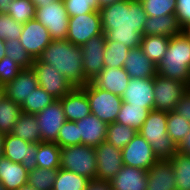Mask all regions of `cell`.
Segmentation results:
<instances>
[{
    "label": "cell",
    "instance_id": "1",
    "mask_svg": "<svg viewBox=\"0 0 190 190\" xmlns=\"http://www.w3.org/2000/svg\"><path fill=\"white\" fill-rule=\"evenodd\" d=\"M105 41H119L128 48H138L143 38L147 15L138 0H120L100 8Z\"/></svg>",
    "mask_w": 190,
    "mask_h": 190
},
{
    "label": "cell",
    "instance_id": "2",
    "mask_svg": "<svg viewBox=\"0 0 190 190\" xmlns=\"http://www.w3.org/2000/svg\"><path fill=\"white\" fill-rule=\"evenodd\" d=\"M81 53V46H75L69 40H52L38 59L53 65L74 87H83L88 81L84 76Z\"/></svg>",
    "mask_w": 190,
    "mask_h": 190
},
{
    "label": "cell",
    "instance_id": "3",
    "mask_svg": "<svg viewBox=\"0 0 190 190\" xmlns=\"http://www.w3.org/2000/svg\"><path fill=\"white\" fill-rule=\"evenodd\" d=\"M157 74L190 88V40L183 33L170 37L166 53L157 65Z\"/></svg>",
    "mask_w": 190,
    "mask_h": 190
},
{
    "label": "cell",
    "instance_id": "4",
    "mask_svg": "<svg viewBox=\"0 0 190 190\" xmlns=\"http://www.w3.org/2000/svg\"><path fill=\"white\" fill-rule=\"evenodd\" d=\"M138 133L151 145L159 160H169L178 151V147L167 134L166 111L151 110Z\"/></svg>",
    "mask_w": 190,
    "mask_h": 190
},
{
    "label": "cell",
    "instance_id": "5",
    "mask_svg": "<svg viewBox=\"0 0 190 190\" xmlns=\"http://www.w3.org/2000/svg\"><path fill=\"white\" fill-rule=\"evenodd\" d=\"M60 168L96 179L97 161L95 148L87 145H71L60 148Z\"/></svg>",
    "mask_w": 190,
    "mask_h": 190
},
{
    "label": "cell",
    "instance_id": "6",
    "mask_svg": "<svg viewBox=\"0 0 190 190\" xmlns=\"http://www.w3.org/2000/svg\"><path fill=\"white\" fill-rule=\"evenodd\" d=\"M81 88L87 94L91 114L107 124L116 122L123 102L121 96L98 88L92 81Z\"/></svg>",
    "mask_w": 190,
    "mask_h": 190
},
{
    "label": "cell",
    "instance_id": "7",
    "mask_svg": "<svg viewBox=\"0 0 190 190\" xmlns=\"http://www.w3.org/2000/svg\"><path fill=\"white\" fill-rule=\"evenodd\" d=\"M35 19L48 29L52 40H66L69 16L63 0L36 7Z\"/></svg>",
    "mask_w": 190,
    "mask_h": 190
},
{
    "label": "cell",
    "instance_id": "8",
    "mask_svg": "<svg viewBox=\"0 0 190 190\" xmlns=\"http://www.w3.org/2000/svg\"><path fill=\"white\" fill-rule=\"evenodd\" d=\"M189 87L174 79H167L158 74L154 77V110L174 111L181 97Z\"/></svg>",
    "mask_w": 190,
    "mask_h": 190
},
{
    "label": "cell",
    "instance_id": "9",
    "mask_svg": "<svg viewBox=\"0 0 190 190\" xmlns=\"http://www.w3.org/2000/svg\"><path fill=\"white\" fill-rule=\"evenodd\" d=\"M102 34L99 11L69 17L66 40H69L73 45L82 46L90 38Z\"/></svg>",
    "mask_w": 190,
    "mask_h": 190
},
{
    "label": "cell",
    "instance_id": "10",
    "mask_svg": "<svg viewBox=\"0 0 190 190\" xmlns=\"http://www.w3.org/2000/svg\"><path fill=\"white\" fill-rule=\"evenodd\" d=\"M32 68L36 74L38 85L56 99H61L74 88L63 74L51 64H46L36 58Z\"/></svg>",
    "mask_w": 190,
    "mask_h": 190
},
{
    "label": "cell",
    "instance_id": "11",
    "mask_svg": "<svg viewBox=\"0 0 190 190\" xmlns=\"http://www.w3.org/2000/svg\"><path fill=\"white\" fill-rule=\"evenodd\" d=\"M105 34L90 38L81 46L85 79L91 82L104 69Z\"/></svg>",
    "mask_w": 190,
    "mask_h": 190
},
{
    "label": "cell",
    "instance_id": "12",
    "mask_svg": "<svg viewBox=\"0 0 190 190\" xmlns=\"http://www.w3.org/2000/svg\"><path fill=\"white\" fill-rule=\"evenodd\" d=\"M3 155L15 163H21L27 171L37 167V144L27 142L11 134L3 135Z\"/></svg>",
    "mask_w": 190,
    "mask_h": 190
},
{
    "label": "cell",
    "instance_id": "13",
    "mask_svg": "<svg viewBox=\"0 0 190 190\" xmlns=\"http://www.w3.org/2000/svg\"><path fill=\"white\" fill-rule=\"evenodd\" d=\"M121 151L124 165L146 171L159 160L151 145L139 133Z\"/></svg>",
    "mask_w": 190,
    "mask_h": 190
},
{
    "label": "cell",
    "instance_id": "14",
    "mask_svg": "<svg viewBox=\"0 0 190 190\" xmlns=\"http://www.w3.org/2000/svg\"><path fill=\"white\" fill-rule=\"evenodd\" d=\"M36 119L40 127L42 142H55L62 125L66 121L63 106L59 99L45 107L36 114Z\"/></svg>",
    "mask_w": 190,
    "mask_h": 190
},
{
    "label": "cell",
    "instance_id": "15",
    "mask_svg": "<svg viewBox=\"0 0 190 190\" xmlns=\"http://www.w3.org/2000/svg\"><path fill=\"white\" fill-rule=\"evenodd\" d=\"M95 150L97 161L96 179L109 181L124 166L122 151L107 141L97 145Z\"/></svg>",
    "mask_w": 190,
    "mask_h": 190
},
{
    "label": "cell",
    "instance_id": "16",
    "mask_svg": "<svg viewBox=\"0 0 190 190\" xmlns=\"http://www.w3.org/2000/svg\"><path fill=\"white\" fill-rule=\"evenodd\" d=\"M19 40L33 59L38 58L52 41L48 29L36 19L23 24Z\"/></svg>",
    "mask_w": 190,
    "mask_h": 190
},
{
    "label": "cell",
    "instance_id": "17",
    "mask_svg": "<svg viewBox=\"0 0 190 190\" xmlns=\"http://www.w3.org/2000/svg\"><path fill=\"white\" fill-rule=\"evenodd\" d=\"M153 90L154 78H131L121 98L131 106L154 110Z\"/></svg>",
    "mask_w": 190,
    "mask_h": 190
},
{
    "label": "cell",
    "instance_id": "18",
    "mask_svg": "<svg viewBox=\"0 0 190 190\" xmlns=\"http://www.w3.org/2000/svg\"><path fill=\"white\" fill-rule=\"evenodd\" d=\"M38 86L33 68H23L11 82L3 86V93L4 96L13 100L16 104L22 105L23 101Z\"/></svg>",
    "mask_w": 190,
    "mask_h": 190
},
{
    "label": "cell",
    "instance_id": "19",
    "mask_svg": "<svg viewBox=\"0 0 190 190\" xmlns=\"http://www.w3.org/2000/svg\"><path fill=\"white\" fill-rule=\"evenodd\" d=\"M175 174L169 160H158L147 170L146 190H177Z\"/></svg>",
    "mask_w": 190,
    "mask_h": 190
},
{
    "label": "cell",
    "instance_id": "20",
    "mask_svg": "<svg viewBox=\"0 0 190 190\" xmlns=\"http://www.w3.org/2000/svg\"><path fill=\"white\" fill-rule=\"evenodd\" d=\"M81 144L95 148L106 141L108 124L90 114L85 118L76 121Z\"/></svg>",
    "mask_w": 190,
    "mask_h": 190
},
{
    "label": "cell",
    "instance_id": "21",
    "mask_svg": "<svg viewBox=\"0 0 190 190\" xmlns=\"http://www.w3.org/2000/svg\"><path fill=\"white\" fill-rule=\"evenodd\" d=\"M63 106L66 120L78 121L91 114L86 92L81 87H74L67 95L59 99Z\"/></svg>",
    "mask_w": 190,
    "mask_h": 190
},
{
    "label": "cell",
    "instance_id": "22",
    "mask_svg": "<svg viewBox=\"0 0 190 190\" xmlns=\"http://www.w3.org/2000/svg\"><path fill=\"white\" fill-rule=\"evenodd\" d=\"M109 183L113 190H146L147 171L124 165Z\"/></svg>",
    "mask_w": 190,
    "mask_h": 190
},
{
    "label": "cell",
    "instance_id": "23",
    "mask_svg": "<svg viewBox=\"0 0 190 190\" xmlns=\"http://www.w3.org/2000/svg\"><path fill=\"white\" fill-rule=\"evenodd\" d=\"M131 77L122 68L104 67L100 74L92 80L98 87L113 94L122 96Z\"/></svg>",
    "mask_w": 190,
    "mask_h": 190
},
{
    "label": "cell",
    "instance_id": "24",
    "mask_svg": "<svg viewBox=\"0 0 190 190\" xmlns=\"http://www.w3.org/2000/svg\"><path fill=\"white\" fill-rule=\"evenodd\" d=\"M123 68L131 78H154L157 75V65L142 52L140 47L130 49Z\"/></svg>",
    "mask_w": 190,
    "mask_h": 190
},
{
    "label": "cell",
    "instance_id": "25",
    "mask_svg": "<svg viewBox=\"0 0 190 190\" xmlns=\"http://www.w3.org/2000/svg\"><path fill=\"white\" fill-rule=\"evenodd\" d=\"M0 181L6 190H17L28 184V171L21 163L0 157Z\"/></svg>",
    "mask_w": 190,
    "mask_h": 190
},
{
    "label": "cell",
    "instance_id": "26",
    "mask_svg": "<svg viewBox=\"0 0 190 190\" xmlns=\"http://www.w3.org/2000/svg\"><path fill=\"white\" fill-rule=\"evenodd\" d=\"M182 33L175 14L146 18L143 35L172 37Z\"/></svg>",
    "mask_w": 190,
    "mask_h": 190
},
{
    "label": "cell",
    "instance_id": "27",
    "mask_svg": "<svg viewBox=\"0 0 190 190\" xmlns=\"http://www.w3.org/2000/svg\"><path fill=\"white\" fill-rule=\"evenodd\" d=\"M10 134L33 144L42 142L36 115L22 113Z\"/></svg>",
    "mask_w": 190,
    "mask_h": 190
},
{
    "label": "cell",
    "instance_id": "28",
    "mask_svg": "<svg viewBox=\"0 0 190 190\" xmlns=\"http://www.w3.org/2000/svg\"><path fill=\"white\" fill-rule=\"evenodd\" d=\"M170 37L143 35L140 48L142 52L155 64L164 57L169 45Z\"/></svg>",
    "mask_w": 190,
    "mask_h": 190
},
{
    "label": "cell",
    "instance_id": "29",
    "mask_svg": "<svg viewBox=\"0 0 190 190\" xmlns=\"http://www.w3.org/2000/svg\"><path fill=\"white\" fill-rule=\"evenodd\" d=\"M150 111L146 107L131 106L127 102H122L116 122L130 126L138 131L144 124Z\"/></svg>",
    "mask_w": 190,
    "mask_h": 190
},
{
    "label": "cell",
    "instance_id": "30",
    "mask_svg": "<svg viewBox=\"0 0 190 190\" xmlns=\"http://www.w3.org/2000/svg\"><path fill=\"white\" fill-rule=\"evenodd\" d=\"M21 114V105L3 95L0 99V134H10Z\"/></svg>",
    "mask_w": 190,
    "mask_h": 190
},
{
    "label": "cell",
    "instance_id": "31",
    "mask_svg": "<svg viewBox=\"0 0 190 190\" xmlns=\"http://www.w3.org/2000/svg\"><path fill=\"white\" fill-rule=\"evenodd\" d=\"M36 163L39 168H60V147L55 142L37 144Z\"/></svg>",
    "mask_w": 190,
    "mask_h": 190
},
{
    "label": "cell",
    "instance_id": "32",
    "mask_svg": "<svg viewBox=\"0 0 190 190\" xmlns=\"http://www.w3.org/2000/svg\"><path fill=\"white\" fill-rule=\"evenodd\" d=\"M169 161L174 170L177 190H190V155L177 151Z\"/></svg>",
    "mask_w": 190,
    "mask_h": 190
},
{
    "label": "cell",
    "instance_id": "33",
    "mask_svg": "<svg viewBox=\"0 0 190 190\" xmlns=\"http://www.w3.org/2000/svg\"><path fill=\"white\" fill-rule=\"evenodd\" d=\"M55 100H57L55 97L38 86L32 91L28 98L23 101L21 105L22 113L36 115Z\"/></svg>",
    "mask_w": 190,
    "mask_h": 190
},
{
    "label": "cell",
    "instance_id": "34",
    "mask_svg": "<svg viewBox=\"0 0 190 190\" xmlns=\"http://www.w3.org/2000/svg\"><path fill=\"white\" fill-rule=\"evenodd\" d=\"M137 133L138 131L130 126L113 122L107 126L106 141L122 150Z\"/></svg>",
    "mask_w": 190,
    "mask_h": 190
},
{
    "label": "cell",
    "instance_id": "35",
    "mask_svg": "<svg viewBox=\"0 0 190 190\" xmlns=\"http://www.w3.org/2000/svg\"><path fill=\"white\" fill-rule=\"evenodd\" d=\"M89 181L83 175L59 168L52 190H86Z\"/></svg>",
    "mask_w": 190,
    "mask_h": 190
},
{
    "label": "cell",
    "instance_id": "36",
    "mask_svg": "<svg viewBox=\"0 0 190 190\" xmlns=\"http://www.w3.org/2000/svg\"><path fill=\"white\" fill-rule=\"evenodd\" d=\"M190 132V122L176 111L167 112V134L177 147L183 142Z\"/></svg>",
    "mask_w": 190,
    "mask_h": 190
},
{
    "label": "cell",
    "instance_id": "37",
    "mask_svg": "<svg viewBox=\"0 0 190 190\" xmlns=\"http://www.w3.org/2000/svg\"><path fill=\"white\" fill-rule=\"evenodd\" d=\"M129 51L130 48L119 41H106L104 67L122 68Z\"/></svg>",
    "mask_w": 190,
    "mask_h": 190
},
{
    "label": "cell",
    "instance_id": "38",
    "mask_svg": "<svg viewBox=\"0 0 190 190\" xmlns=\"http://www.w3.org/2000/svg\"><path fill=\"white\" fill-rule=\"evenodd\" d=\"M58 169L36 167L28 171V185L35 190H52Z\"/></svg>",
    "mask_w": 190,
    "mask_h": 190
},
{
    "label": "cell",
    "instance_id": "39",
    "mask_svg": "<svg viewBox=\"0 0 190 190\" xmlns=\"http://www.w3.org/2000/svg\"><path fill=\"white\" fill-rule=\"evenodd\" d=\"M36 5L31 0H13L9 4L6 14L10 15L16 22L26 23L35 19Z\"/></svg>",
    "mask_w": 190,
    "mask_h": 190
},
{
    "label": "cell",
    "instance_id": "40",
    "mask_svg": "<svg viewBox=\"0 0 190 190\" xmlns=\"http://www.w3.org/2000/svg\"><path fill=\"white\" fill-rule=\"evenodd\" d=\"M5 52L7 57L13 59L22 68H31L34 59L25 50L19 39L5 41Z\"/></svg>",
    "mask_w": 190,
    "mask_h": 190
},
{
    "label": "cell",
    "instance_id": "41",
    "mask_svg": "<svg viewBox=\"0 0 190 190\" xmlns=\"http://www.w3.org/2000/svg\"><path fill=\"white\" fill-rule=\"evenodd\" d=\"M148 17L175 14L176 0H140Z\"/></svg>",
    "mask_w": 190,
    "mask_h": 190
},
{
    "label": "cell",
    "instance_id": "42",
    "mask_svg": "<svg viewBox=\"0 0 190 190\" xmlns=\"http://www.w3.org/2000/svg\"><path fill=\"white\" fill-rule=\"evenodd\" d=\"M56 144L60 148L81 144V137H79L78 127L75 121L66 120L64 122L59 130Z\"/></svg>",
    "mask_w": 190,
    "mask_h": 190
},
{
    "label": "cell",
    "instance_id": "43",
    "mask_svg": "<svg viewBox=\"0 0 190 190\" xmlns=\"http://www.w3.org/2000/svg\"><path fill=\"white\" fill-rule=\"evenodd\" d=\"M23 24L16 22L10 15L0 13V39L4 41L20 39Z\"/></svg>",
    "mask_w": 190,
    "mask_h": 190
},
{
    "label": "cell",
    "instance_id": "44",
    "mask_svg": "<svg viewBox=\"0 0 190 190\" xmlns=\"http://www.w3.org/2000/svg\"><path fill=\"white\" fill-rule=\"evenodd\" d=\"M69 17L99 11L98 0H63Z\"/></svg>",
    "mask_w": 190,
    "mask_h": 190
},
{
    "label": "cell",
    "instance_id": "45",
    "mask_svg": "<svg viewBox=\"0 0 190 190\" xmlns=\"http://www.w3.org/2000/svg\"><path fill=\"white\" fill-rule=\"evenodd\" d=\"M23 68L13 59L5 56L0 60V85L11 82Z\"/></svg>",
    "mask_w": 190,
    "mask_h": 190
},
{
    "label": "cell",
    "instance_id": "46",
    "mask_svg": "<svg viewBox=\"0 0 190 190\" xmlns=\"http://www.w3.org/2000/svg\"><path fill=\"white\" fill-rule=\"evenodd\" d=\"M175 15L183 28L190 23V0H176Z\"/></svg>",
    "mask_w": 190,
    "mask_h": 190
},
{
    "label": "cell",
    "instance_id": "47",
    "mask_svg": "<svg viewBox=\"0 0 190 190\" xmlns=\"http://www.w3.org/2000/svg\"><path fill=\"white\" fill-rule=\"evenodd\" d=\"M174 111L190 122V88L181 97Z\"/></svg>",
    "mask_w": 190,
    "mask_h": 190
},
{
    "label": "cell",
    "instance_id": "48",
    "mask_svg": "<svg viewBox=\"0 0 190 190\" xmlns=\"http://www.w3.org/2000/svg\"><path fill=\"white\" fill-rule=\"evenodd\" d=\"M86 190H113L109 181L92 179L88 182Z\"/></svg>",
    "mask_w": 190,
    "mask_h": 190
},
{
    "label": "cell",
    "instance_id": "49",
    "mask_svg": "<svg viewBox=\"0 0 190 190\" xmlns=\"http://www.w3.org/2000/svg\"><path fill=\"white\" fill-rule=\"evenodd\" d=\"M178 151L180 153L190 155V132L186 135L183 142L179 145Z\"/></svg>",
    "mask_w": 190,
    "mask_h": 190
},
{
    "label": "cell",
    "instance_id": "50",
    "mask_svg": "<svg viewBox=\"0 0 190 190\" xmlns=\"http://www.w3.org/2000/svg\"><path fill=\"white\" fill-rule=\"evenodd\" d=\"M11 1L13 0H0V13H7Z\"/></svg>",
    "mask_w": 190,
    "mask_h": 190
},
{
    "label": "cell",
    "instance_id": "51",
    "mask_svg": "<svg viewBox=\"0 0 190 190\" xmlns=\"http://www.w3.org/2000/svg\"><path fill=\"white\" fill-rule=\"evenodd\" d=\"M36 7L38 6H45L46 4H50L52 2H54L55 0H31Z\"/></svg>",
    "mask_w": 190,
    "mask_h": 190
},
{
    "label": "cell",
    "instance_id": "52",
    "mask_svg": "<svg viewBox=\"0 0 190 190\" xmlns=\"http://www.w3.org/2000/svg\"><path fill=\"white\" fill-rule=\"evenodd\" d=\"M5 41L3 39H0V60L5 57L6 52H5Z\"/></svg>",
    "mask_w": 190,
    "mask_h": 190
},
{
    "label": "cell",
    "instance_id": "53",
    "mask_svg": "<svg viewBox=\"0 0 190 190\" xmlns=\"http://www.w3.org/2000/svg\"><path fill=\"white\" fill-rule=\"evenodd\" d=\"M116 1H120V0H98L100 8L110 5L112 3H115Z\"/></svg>",
    "mask_w": 190,
    "mask_h": 190
},
{
    "label": "cell",
    "instance_id": "54",
    "mask_svg": "<svg viewBox=\"0 0 190 190\" xmlns=\"http://www.w3.org/2000/svg\"><path fill=\"white\" fill-rule=\"evenodd\" d=\"M182 33L190 40V23L182 28Z\"/></svg>",
    "mask_w": 190,
    "mask_h": 190
},
{
    "label": "cell",
    "instance_id": "55",
    "mask_svg": "<svg viewBox=\"0 0 190 190\" xmlns=\"http://www.w3.org/2000/svg\"><path fill=\"white\" fill-rule=\"evenodd\" d=\"M17 190H35L32 186H29L28 184L25 186L20 187Z\"/></svg>",
    "mask_w": 190,
    "mask_h": 190
},
{
    "label": "cell",
    "instance_id": "56",
    "mask_svg": "<svg viewBox=\"0 0 190 190\" xmlns=\"http://www.w3.org/2000/svg\"><path fill=\"white\" fill-rule=\"evenodd\" d=\"M2 145H3V135L0 134V157L3 155Z\"/></svg>",
    "mask_w": 190,
    "mask_h": 190
},
{
    "label": "cell",
    "instance_id": "57",
    "mask_svg": "<svg viewBox=\"0 0 190 190\" xmlns=\"http://www.w3.org/2000/svg\"><path fill=\"white\" fill-rule=\"evenodd\" d=\"M3 95H4L3 86L0 85V99L2 98Z\"/></svg>",
    "mask_w": 190,
    "mask_h": 190
},
{
    "label": "cell",
    "instance_id": "58",
    "mask_svg": "<svg viewBox=\"0 0 190 190\" xmlns=\"http://www.w3.org/2000/svg\"><path fill=\"white\" fill-rule=\"evenodd\" d=\"M0 190H6L5 186L2 184L1 181H0Z\"/></svg>",
    "mask_w": 190,
    "mask_h": 190
}]
</instances>
